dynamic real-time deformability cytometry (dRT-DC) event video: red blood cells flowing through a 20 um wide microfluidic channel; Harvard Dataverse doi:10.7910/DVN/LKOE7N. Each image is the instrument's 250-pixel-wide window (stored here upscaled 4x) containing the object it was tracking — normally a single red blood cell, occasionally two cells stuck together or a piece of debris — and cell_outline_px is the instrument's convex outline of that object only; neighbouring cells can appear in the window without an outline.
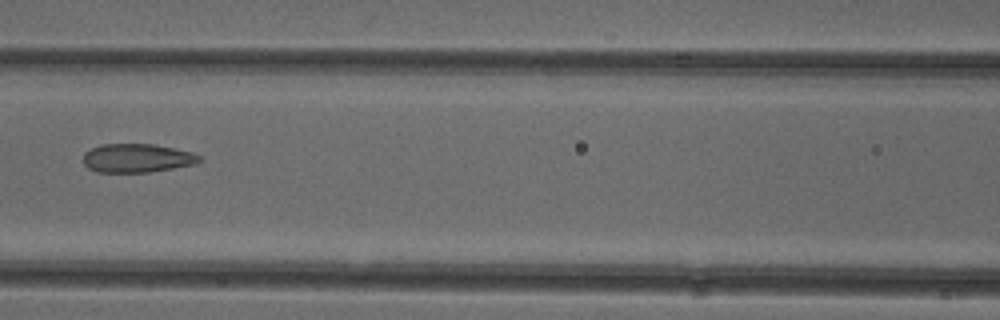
{"species": "common noctule bat (a hibernating species)", "species_latin": "Nyctalus noctula", "temperature_condition": "cold", "stored_images_in_passage": 6, "camera_frame_rate_fps": 3000, "um_per_image_px": 0.085, "animal": {"sex": "female"}, "frame": {"image": 1, "passage_image": 6, "time_ms": 6.667, "image_size_px": [1000, 320], "cell_outline_px": [[204, 160], [196, 164], [148, 172], [96, 172], [88, 168], [84, 164], [84, 152], [100, 144], [152, 144], [192, 152], [200, 156]], "centroid_in_image_um": [11.65, 13.44], "position_along_channel_um": 154.9, "area_um2": 19.42}}